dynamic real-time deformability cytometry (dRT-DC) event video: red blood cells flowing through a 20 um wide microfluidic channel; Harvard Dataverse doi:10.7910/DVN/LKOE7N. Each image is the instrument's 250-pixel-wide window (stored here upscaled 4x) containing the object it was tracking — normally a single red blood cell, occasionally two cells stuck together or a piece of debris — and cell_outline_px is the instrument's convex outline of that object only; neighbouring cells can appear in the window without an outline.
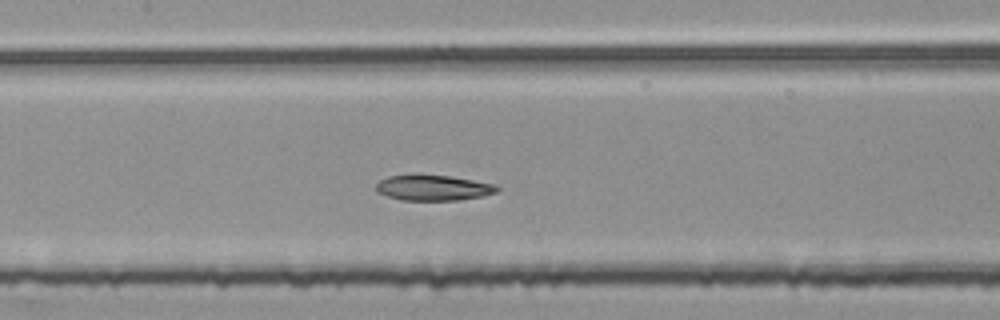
{"species": "common noctule bat (a hibernating species)", "species_latin": "Nyctalus noctula", "temperature_condition": "room temperature", "stored_images_in_passage": 46, "segment_of_instrument_passage": [2, 2], "camera_frame_rate_fps": 3000, "um_per_image_px": 0.085, "animal": {"sex": "female", "body_mass_g": 25.1}, "frame": {"image": 1, "passage_image": 21, "time_ms": 6.667, "image_size_px": [1000, 320], "cell_outline_px": [[500, 188], [496, 192], [484, 196], [456, 200], [400, 200], [376, 192], [376, 184], [380, 180], [388, 176], [412, 172], [416, 172], [448, 176], [496, 184]], "centroid_in_image_um": [36.77, 15.92], "position_along_channel_um": 170.6, "area_um2": 18.55}}
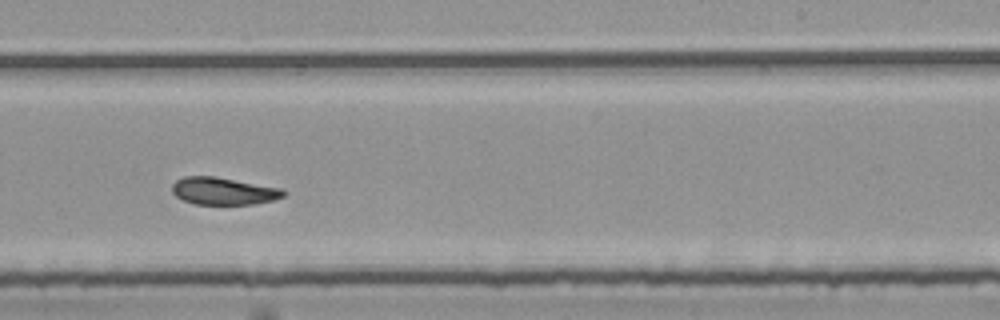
{"frame": {"image": 2, "passage_image": 29, "time_ms": 9.333, "image_size_px": [1000, 320], "cell_outline_px": [[284, 196], [272, 200], [256, 204], [196, 204], [184, 200], [176, 196], [172, 192], [172, 184], [176, 180], [184, 176], [212, 176], [280, 188], [284, 192]], "centroid_in_image_um": [18.95, 16.24], "position_along_channel_um": 270.1, "area_um2": 17.46}}
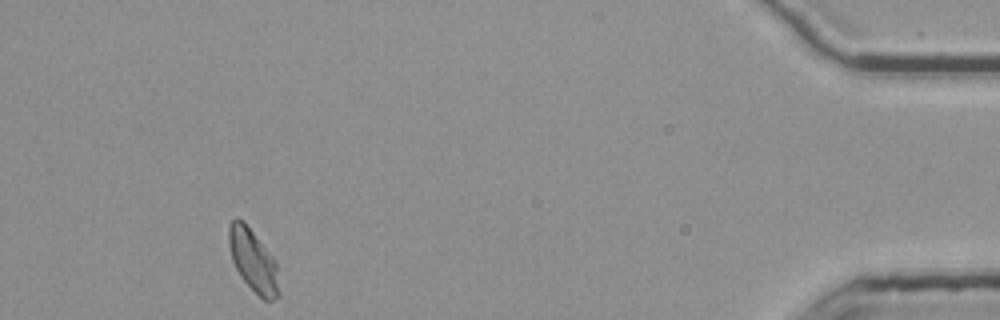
{"frame": {"image": 3, "passage_image": 46, "time_ms": 15.0, "image_size_px": [1000, 320], "cell_outline_px": [[280, 296], [272, 300], [264, 300], [240, 276], [232, 260], [228, 244], [228, 224], [236, 216], [244, 220], [276, 260], [280, 292]], "centroid_in_image_um": [21.52, 22.1], "position_along_channel_um": 413.7, "area_um2": 18.5}}